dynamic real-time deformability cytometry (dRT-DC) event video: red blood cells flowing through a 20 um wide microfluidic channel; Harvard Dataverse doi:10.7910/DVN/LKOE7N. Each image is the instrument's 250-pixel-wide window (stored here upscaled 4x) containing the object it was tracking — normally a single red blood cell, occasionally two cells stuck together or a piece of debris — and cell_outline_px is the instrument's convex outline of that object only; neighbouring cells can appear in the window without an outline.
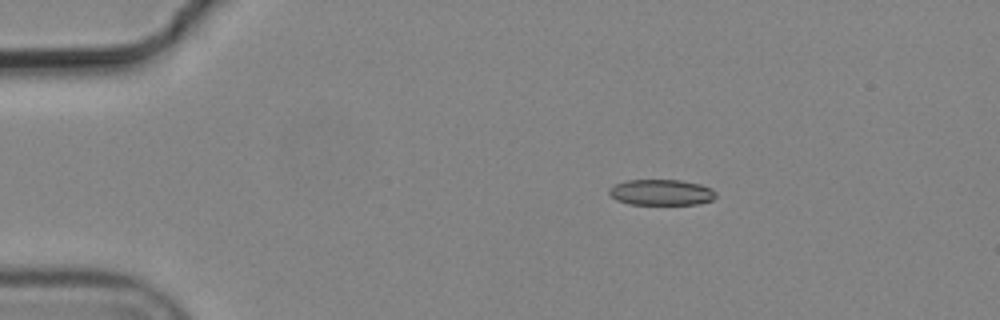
{"species": "common noctule bat (a hibernating species)", "species_latin": "Nyctalus noctula", "temperature_condition": "cold", "stored_images_in_passage": 5, "camera_frame_rate_fps": 3000, "um_per_image_px": 0.085, "animal": {"sex": "male", "body_mass_g": 19.2, "forearm_length_mm": 51.8}, "frame": {"image": 1, "passage_image": 3, "time_ms": 0.667, "image_size_px": [1000, 320], "cell_outline_px": [[716, 196], [712, 200], [696, 204], [628, 204], [616, 200], [608, 192], [608, 188], [616, 184], [628, 180], [680, 180], [700, 184], [712, 188], [716, 192]], "centroid_in_image_um": [56.21, 16.35], "position_along_channel_um": 28.8, "area_um2": 16.07}}